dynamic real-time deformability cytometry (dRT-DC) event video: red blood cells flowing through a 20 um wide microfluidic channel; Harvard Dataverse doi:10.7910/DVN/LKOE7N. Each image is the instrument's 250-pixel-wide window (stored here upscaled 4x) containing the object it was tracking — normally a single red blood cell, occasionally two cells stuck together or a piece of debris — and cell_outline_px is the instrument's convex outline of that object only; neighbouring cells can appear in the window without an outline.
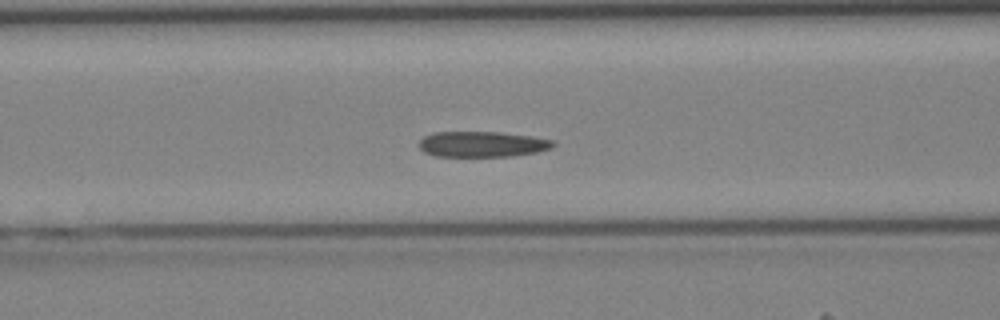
{"species": "Egyptian fruit bat (a non-hibernating species)", "species_latin": "Rousettus aegyptiacus", "temperature_condition": "cold", "stored_images_in_passage": 30, "camera_frame_rate_fps": 3000, "um_per_image_px": 0.085, "animal": {"sex": "female"}, "frame": {"image": 1, "passage_image": 4, "time_ms": 1.0, "image_size_px": [1000, 320], "cell_outline_px": [[556, 144], [552, 148], [536, 152], [512, 156], [436, 156], [424, 152], [420, 148], [420, 140], [424, 136], [432, 132], [500, 132], [532, 136], [556, 140]], "centroid_in_image_um": [41.03, 12.25], "position_along_channel_um": 125.6, "area_um2": 20.11}}
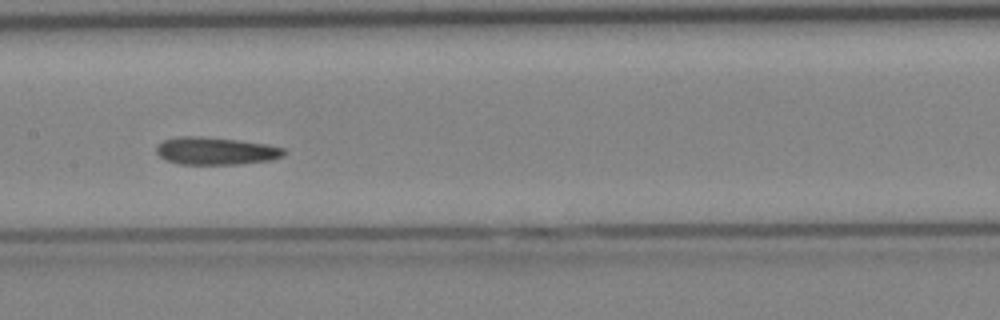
{"frame": {"image": 2, "passage_image": 8, "time_ms": 2.333, "image_size_px": [1000, 320], "cell_outline_px": [[288, 152], [272, 160], [236, 164], [180, 164], [168, 160], [160, 156], [156, 152], [156, 144], [164, 140], [176, 136], [200, 136], [236, 140], [268, 144], [284, 148]], "centroid_in_image_um": [18.33, 12.82], "position_along_channel_um": 189.1, "area_um2": 20.46}}
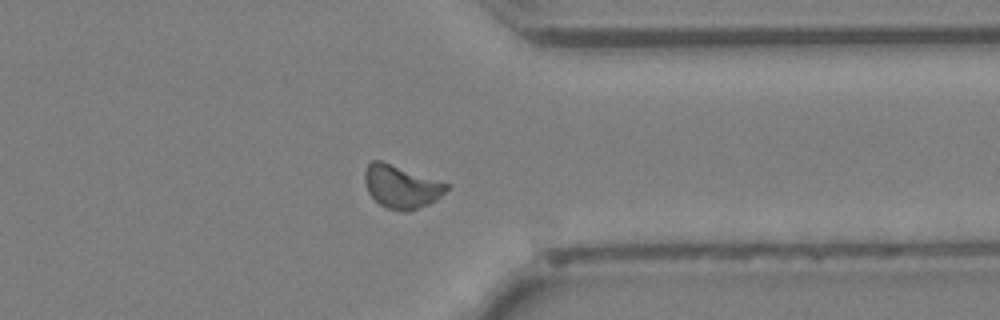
{"frame": {"image": 3, "passage_image": 20, "time_ms": 6.333, "image_size_px": [1000, 320], "cell_outline_px": [[448, 188], [436, 200], [428, 204], [404, 212], [388, 208], [380, 204], [368, 192], [364, 180], [364, 172], [368, 164], [372, 160], [380, 160], [448, 184]], "centroid_in_image_um": [34.07, 15.86], "position_along_channel_um": 377.3, "area_um2": 20.0}}